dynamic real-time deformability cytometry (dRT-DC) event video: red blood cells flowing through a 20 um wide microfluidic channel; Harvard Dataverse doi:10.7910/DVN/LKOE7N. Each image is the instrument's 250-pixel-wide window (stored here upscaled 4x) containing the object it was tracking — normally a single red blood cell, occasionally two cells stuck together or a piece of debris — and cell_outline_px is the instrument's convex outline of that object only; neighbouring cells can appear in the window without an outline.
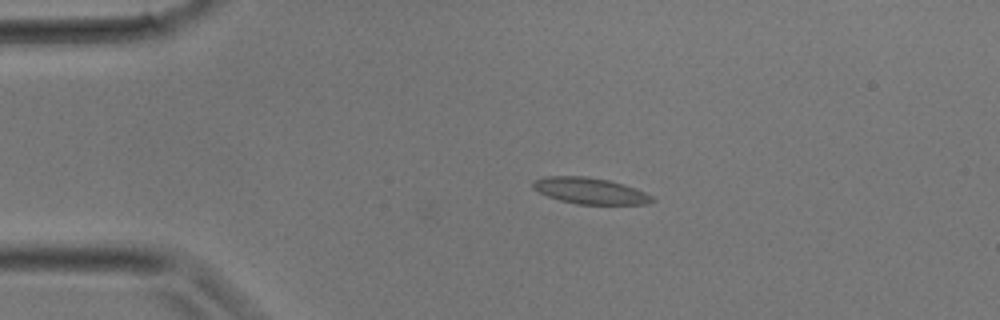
{"species": "common noctule bat (a hibernating species)", "species_latin": "Nyctalus noctula", "temperature_condition": "room temperature", "stored_images_in_passage": 27, "camera_frame_rate_fps": 3000, "um_per_image_px": 0.085, "animal": {"sex": "male", "body_mass_g": 17.9}, "frame": {"image": 1, "passage_image": 1, "time_ms": 0.0, "image_size_px": [1000, 320], "cell_outline_px": [[656, 200], [648, 204], [576, 204], [560, 200], [548, 196], [532, 188], [532, 184], [536, 180], [544, 176], [584, 176], [608, 180], [624, 184], [636, 188], [652, 196]], "centroid_in_image_um": [50.17, 16.22], "position_along_channel_um": 34.8, "area_um2": 18.15}}
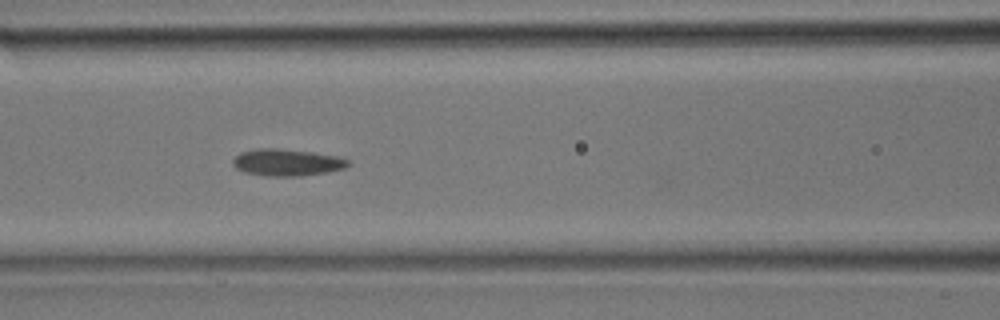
{"frame": {"image": 2, "passage_image": 8, "time_ms": 2.333, "image_size_px": [1000, 320], "cell_outline_px": [[352, 164], [344, 168], [328, 172], [300, 176], [268, 176], [244, 172], [236, 168], [232, 164], [232, 160], [240, 152], [256, 148], [280, 148], [312, 152], [340, 156], [348, 160]], "centroid_in_image_um": [24.4, 13.8], "position_along_channel_um": 142.2, "area_um2": 18.26}}
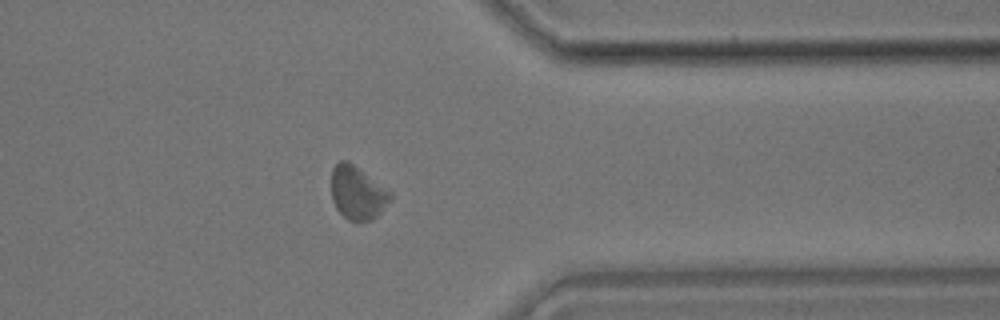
{"frame": {"image": 3, "passage_image": 20, "time_ms": 6.333, "image_size_px": [1000, 320], "cell_outline_px": [[392, 196], [380, 212], [372, 220], [348, 220], [336, 208], [332, 200], [332, 168], [340, 160], [348, 160], [392, 192]], "centroid_in_image_um": [30.37, 16.36], "position_along_channel_um": 381.0, "area_um2": 18.09}}